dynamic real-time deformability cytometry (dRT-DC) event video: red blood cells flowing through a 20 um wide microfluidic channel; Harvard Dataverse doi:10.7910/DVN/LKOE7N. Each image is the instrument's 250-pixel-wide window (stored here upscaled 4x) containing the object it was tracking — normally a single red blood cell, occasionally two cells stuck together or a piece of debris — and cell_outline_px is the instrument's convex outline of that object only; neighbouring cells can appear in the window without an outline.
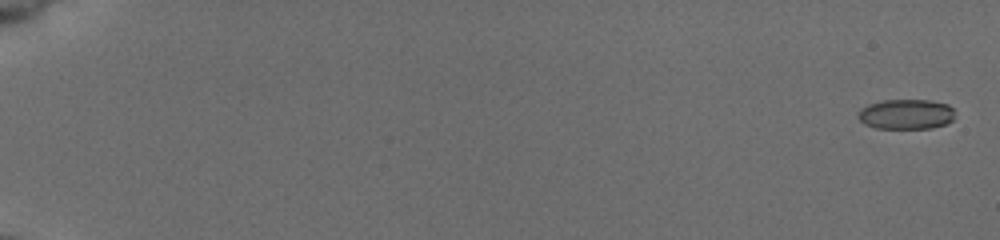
{"species": "common noctule bat (a hibernating species)", "species_latin": "Nyctalus noctula", "temperature_condition": "cold", "stored_images_in_passage": 39, "camera_frame_rate_fps": 3000, "um_per_image_px": 0.085, "animal": {"sex": "female", "body_mass_g": 19.5, "forearm_length_mm": 54.1}, "frame": {"image": 1, "passage_image": 1, "time_ms": 0.0, "image_size_px": [1000, 240], "cell_outline_px": [[952, 120], [944, 124], [932, 128], [876, 128], [864, 124], [856, 116], [856, 112], [860, 108], [868, 104], [884, 100], [928, 100], [948, 104], [952, 108]], "centroid_in_image_um": [76.94, 9.7], "position_along_channel_um": 8.1, "area_um2": 16.94}}
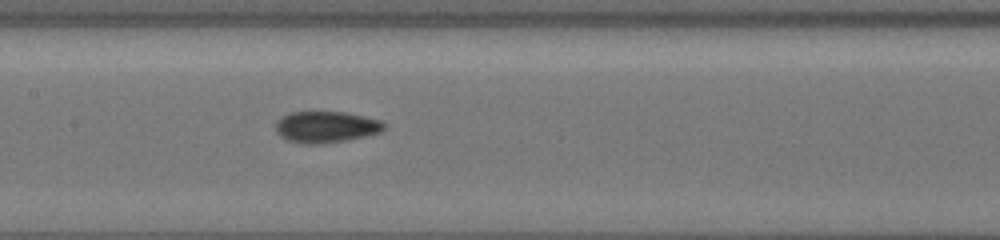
{"frame": {"image": 2, "passage_image": 23, "time_ms": 7.333, "image_size_px": [1000, 240], "cell_outline_px": [[384, 128], [380, 132], [364, 136], [344, 140], [316, 144], [308, 144], [288, 140], [280, 136], [276, 132], [276, 120], [280, 116], [288, 112], [344, 112], [364, 116], [380, 120], [384, 124]], "centroid_in_image_um": [27.66, 10.77], "position_along_channel_um": 179.7, "area_um2": 19.65}}
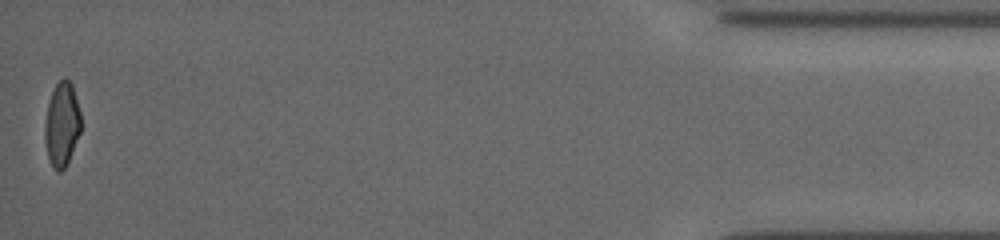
{"frame": {"image": 3, "passage_image": 39, "time_ms": 12.667, "image_size_px": [1000, 240], "cell_outline_px": [[80, 132], [68, 160], [64, 168], [60, 172], [56, 172], [52, 168], [48, 156], [44, 140], [44, 124], [48, 104], [52, 92], [56, 84], [64, 76], [72, 84], [80, 112]], "centroid_in_image_um": [5.24, 10.57], "position_along_channel_um": 430.0, "area_um2": 17.57}, "authors_computed_cell_mechanics": {"area_um2": 19.074, "velocity_mm_per_s": 4.8759, "shape_relaxation_time_tau1_ms": 4.578, "shape_relaxation_time_tau2_ms": 1.6912, "deformation_change_tau1": 0.1275, "deformation_change_tau2": 0.049}}